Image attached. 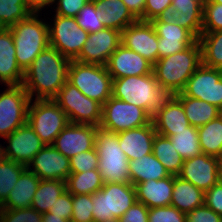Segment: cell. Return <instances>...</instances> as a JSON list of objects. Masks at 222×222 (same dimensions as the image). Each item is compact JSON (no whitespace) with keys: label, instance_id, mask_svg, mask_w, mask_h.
Returning <instances> with one entry per match:
<instances>
[{"label":"cell","instance_id":"obj_1","mask_svg":"<svg viewBox=\"0 0 222 222\" xmlns=\"http://www.w3.org/2000/svg\"><path fill=\"white\" fill-rule=\"evenodd\" d=\"M70 62V59L50 45L40 52L24 72L22 85L30 99L34 94L36 100L53 99L67 82Z\"/></svg>","mask_w":222,"mask_h":222},{"label":"cell","instance_id":"obj_2","mask_svg":"<svg viewBox=\"0 0 222 222\" xmlns=\"http://www.w3.org/2000/svg\"><path fill=\"white\" fill-rule=\"evenodd\" d=\"M200 65L201 47L197 40L183 51L158 59L153 65V73L158 85L168 95H175L183 91Z\"/></svg>","mask_w":222,"mask_h":222},{"label":"cell","instance_id":"obj_3","mask_svg":"<svg viewBox=\"0 0 222 222\" xmlns=\"http://www.w3.org/2000/svg\"><path fill=\"white\" fill-rule=\"evenodd\" d=\"M112 96L143 108L151 117L168 94L158 85L154 73L112 80Z\"/></svg>","mask_w":222,"mask_h":222},{"label":"cell","instance_id":"obj_4","mask_svg":"<svg viewBox=\"0 0 222 222\" xmlns=\"http://www.w3.org/2000/svg\"><path fill=\"white\" fill-rule=\"evenodd\" d=\"M38 13H31L26 19L10 27L17 64L25 72L34 59L46 49L49 44L48 23L38 19Z\"/></svg>","mask_w":222,"mask_h":222},{"label":"cell","instance_id":"obj_5","mask_svg":"<svg viewBox=\"0 0 222 222\" xmlns=\"http://www.w3.org/2000/svg\"><path fill=\"white\" fill-rule=\"evenodd\" d=\"M98 171L104 183H131L129 160L119 146L118 133L98 128L95 141Z\"/></svg>","mask_w":222,"mask_h":222},{"label":"cell","instance_id":"obj_6","mask_svg":"<svg viewBox=\"0 0 222 222\" xmlns=\"http://www.w3.org/2000/svg\"><path fill=\"white\" fill-rule=\"evenodd\" d=\"M112 80L104 65L70 62L67 81L101 105L112 96Z\"/></svg>","mask_w":222,"mask_h":222},{"label":"cell","instance_id":"obj_7","mask_svg":"<svg viewBox=\"0 0 222 222\" xmlns=\"http://www.w3.org/2000/svg\"><path fill=\"white\" fill-rule=\"evenodd\" d=\"M94 222L121 218L137 201L134 185L131 183H104L92 194Z\"/></svg>","mask_w":222,"mask_h":222},{"label":"cell","instance_id":"obj_8","mask_svg":"<svg viewBox=\"0 0 222 222\" xmlns=\"http://www.w3.org/2000/svg\"><path fill=\"white\" fill-rule=\"evenodd\" d=\"M32 101L28 106L27 123L46 145H52L70 123L68 116L53 99Z\"/></svg>","mask_w":222,"mask_h":222},{"label":"cell","instance_id":"obj_9","mask_svg":"<svg viewBox=\"0 0 222 222\" xmlns=\"http://www.w3.org/2000/svg\"><path fill=\"white\" fill-rule=\"evenodd\" d=\"M53 100L67 114L70 123L100 126L102 105L85 96L68 81L61 87Z\"/></svg>","mask_w":222,"mask_h":222},{"label":"cell","instance_id":"obj_10","mask_svg":"<svg viewBox=\"0 0 222 222\" xmlns=\"http://www.w3.org/2000/svg\"><path fill=\"white\" fill-rule=\"evenodd\" d=\"M152 117L140 107L111 96L102 105L100 128L118 133L149 124Z\"/></svg>","mask_w":222,"mask_h":222},{"label":"cell","instance_id":"obj_11","mask_svg":"<svg viewBox=\"0 0 222 222\" xmlns=\"http://www.w3.org/2000/svg\"><path fill=\"white\" fill-rule=\"evenodd\" d=\"M54 23L48 25L49 44L70 60H75L83 49L89 33L82 29L76 18L55 14Z\"/></svg>","mask_w":222,"mask_h":222},{"label":"cell","instance_id":"obj_12","mask_svg":"<svg viewBox=\"0 0 222 222\" xmlns=\"http://www.w3.org/2000/svg\"><path fill=\"white\" fill-rule=\"evenodd\" d=\"M0 94V136L5 138L27 123L30 96L23 85H8Z\"/></svg>","mask_w":222,"mask_h":222},{"label":"cell","instance_id":"obj_13","mask_svg":"<svg viewBox=\"0 0 222 222\" xmlns=\"http://www.w3.org/2000/svg\"><path fill=\"white\" fill-rule=\"evenodd\" d=\"M182 93L222 108V70L201 64L188 79Z\"/></svg>","mask_w":222,"mask_h":222},{"label":"cell","instance_id":"obj_14","mask_svg":"<svg viewBox=\"0 0 222 222\" xmlns=\"http://www.w3.org/2000/svg\"><path fill=\"white\" fill-rule=\"evenodd\" d=\"M158 36V59L183 51L198 39L170 16L151 21Z\"/></svg>","mask_w":222,"mask_h":222},{"label":"cell","instance_id":"obj_15","mask_svg":"<svg viewBox=\"0 0 222 222\" xmlns=\"http://www.w3.org/2000/svg\"><path fill=\"white\" fill-rule=\"evenodd\" d=\"M121 44L152 65L158 60V36L150 21L137 20L121 31Z\"/></svg>","mask_w":222,"mask_h":222},{"label":"cell","instance_id":"obj_16","mask_svg":"<svg viewBox=\"0 0 222 222\" xmlns=\"http://www.w3.org/2000/svg\"><path fill=\"white\" fill-rule=\"evenodd\" d=\"M120 45L121 31L103 28L96 33H89L80 55L75 60L106 66L110 56Z\"/></svg>","mask_w":222,"mask_h":222},{"label":"cell","instance_id":"obj_17","mask_svg":"<svg viewBox=\"0 0 222 222\" xmlns=\"http://www.w3.org/2000/svg\"><path fill=\"white\" fill-rule=\"evenodd\" d=\"M219 164L220 158L201 153L184 160L177 176L206 192L219 182Z\"/></svg>","mask_w":222,"mask_h":222},{"label":"cell","instance_id":"obj_18","mask_svg":"<svg viewBox=\"0 0 222 222\" xmlns=\"http://www.w3.org/2000/svg\"><path fill=\"white\" fill-rule=\"evenodd\" d=\"M98 126L69 123L52 144L67 158L94 149Z\"/></svg>","mask_w":222,"mask_h":222},{"label":"cell","instance_id":"obj_19","mask_svg":"<svg viewBox=\"0 0 222 222\" xmlns=\"http://www.w3.org/2000/svg\"><path fill=\"white\" fill-rule=\"evenodd\" d=\"M27 168L42 180L66 181L71 173L70 158L64 156L53 145H45Z\"/></svg>","mask_w":222,"mask_h":222},{"label":"cell","instance_id":"obj_20","mask_svg":"<svg viewBox=\"0 0 222 222\" xmlns=\"http://www.w3.org/2000/svg\"><path fill=\"white\" fill-rule=\"evenodd\" d=\"M9 146L4 148L5 159L28 166L34 156L46 145L28 123L5 137Z\"/></svg>","mask_w":222,"mask_h":222},{"label":"cell","instance_id":"obj_21","mask_svg":"<svg viewBox=\"0 0 222 222\" xmlns=\"http://www.w3.org/2000/svg\"><path fill=\"white\" fill-rule=\"evenodd\" d=\"M157 134L165 137L176 134L190 126L181 101L175 95H168L152 116Z\"/></svg>","mask_w":222,"mask_h":222},{"label":"cell","instance_id":"obj_22","mask_svg":"<svg viewBox=\"0 0 222 222\" xmlns=\"http://www.w3.org/2000/svg\"><path fill=\"white\" fill-rule=\"evenodd\" d=\"M106 68L112 79L141 76L153 72V65L149 61L122 44L112 53Z\"/></svg>","mask_w":222,"mask_h":222},{"label":"cell","instance_id":"obj_23","mask_svg":"<svg viewBox=\"0 0 222 222\" xmlns=\"http://www.w3.org/2000/svg\"><path fill=\"white\" fill-rule=\"evenodd\" d=\"M155 134L151 121L145 126L118 132L119 146L129 161L142 158L143 155L152 153Z\"/></svg>","mask_w":222,"mask_h":222},{"label":"cell","instance_id":"obj_24","mask_svg":"<svg viewBox=\"0 0 222 222\" xmlns=\"http://www.w3.org/2000/svg\"><path fill=\"white\" fill-rule=\"evenodd\" d=\"M15 44L10 28H0V82L21 85L24 72L17 64Z\"/></svg>","mask_w":222,"mask_h":222},{"label":"cell","instance_id":"obj_25","mask_svg":"<svg viewBox=\"0 0 222 222\" xmlns=\"http://www.w3.org/2000/svg\"><path fill=\"white\" fill-rule=\"evenodd\" d=\"M136 199L148 208L171 205L173 175L159 180H149L134 185Z\"/></svg>","mask_w":222,"mask_h":222},{"label":"cell","instance_id":"obj_26","mask_svg":"<svg viewBox=\"0 0 222 222\" xmlns=\"http://www.w3.org/2000/svg\"><path fill=\"white\" fill-rule=\"evenodd\" d=\"M203 3L200 0H172L170 17L197 39L203 26Z\"/></svg>","mask_w":222,"mask_h":222},{"label":"cell","instance_id":"obj_27","mask_svg":"<svg viewBox=\"0 0 222 222\" xmlns=\"http://www.w3.org/2000/svg\"><path fill=\"white\" fill-rule=\"evenodd\" d=\"M40 180L37 175L27 168L20 175V178L13 186L6 201L0 206V209L30 208Z\"/></svg>","mask_w":222,"mask_h":222},{"label":"cell","instance_id":"obj_28","mask_svg":"<svg viewBox=\"0 0 222 222\" xmlns=\"http://www.w3.org/2000/svg\"><path fill=\"white\" fill-rule=\"evenodd\" d=\"M92 2L96 9L102 12L105 28L123 31L138 20L122 0H92Z\"/></svg>","mask_w":222,"mask_h":222},{"label":"cell","instance_id":"obj_29","mask_svg":"<svg viewBox=\"0 0 222 222\" xmlns=\"http://www.w3.org/2000/svg\"><path fill=\"white\" fill-rule=\"evenodd\" d=\"M204 204V192L191 182L173 175V192L171 206L188 213Z\"/></svg>","mask_w":222,"mask_h":222},{"label":"cell","instance_id":"obj_30","mask_svg":"<svg viewBox=\"0 0 222 222\" xmlns=\"http://www.w3.org/2000/svg\"><path fill=\"white\" fill-rule=\"evenodd\" d=\"M128 167L132 185L146 182L151 179H163L170 175L164 168V165L154 156L153 153L143 155L142 158L130 160Z\"/></svg>","mask_w":222,"mask_h":222},{"label":"cell","instance_id":"obj_31","mask_svg":"<svg viewBox=\"0 0 222 222\" xmlns=\"http://www.w3.org/2000/svg\"><path fill=\"white\" fill-rule=\"evenodd\" d=\"M175 96L181 101L186 117L193 127H201L219 116V108L206 101L187 97L182 92Z\"/></svg>","mask_w":222,"mask_h":222},{"label":"cell","instance_id":"obj_32","mask_svg":"<svg viewBox=\"0 0 222 222\" xmlns=\"http://www.w3.org/2000/svg\"><path fill=\"white\" fill-rule=\"evenodd\" d=\"M152 153L164 165L169 174L177 176L180 173L184 159L175 150L169 137L156 133Z\"/></svg>","mask_w":222,"mask_h":222},{"label":"cell","instance_id":"obj_33","mask_svg":"<svg viewBox=\"0 0 222 222\" xmlns=\"http://www.w3.org/2000/svg\"><path fill=\"white\" fill-rule=\"evenodd\" d=\"M198 41L201 47V64L222 70V30L201 32Z\"/></svg>","mask_w":222,"mask_h":222},{"label":"cell","instance_id":"obj_34","mask_svg":"<svg viewBox=\"0 0 222 222\" xmlns=\"http://www.w3.org/2000/svg\"><path fill=\"white\" fill-rule=\"evenodd\" d=\"M197 131L202 153L222 158V119L218 116Z\"/></svg>","mask_w":222,"mask_h":222},{"label":"cell","instance_id":"obj_35","mask_svg":"<svg viewBox=\"0 0 222 222\" xmlns=\"http://www.w3.org/2000/svg\"><path fill=\"white\" fill-rule=\"evenodd\" d=\"M66 190V181L41 179L32 199L31 208L41 213L48 212L58 197Z\"/></svg>","mask_w":222,"mask_h":222},{"label":"cell","instance_id":"obj_36","mask_svg":"<svg viewBox=\"0 0 222 222\" xmlns=\"http://www.w3.org/2000/svg\"><path fill=\"white\" fill-rule=\"evenodd\" d=\"M104 185L98 169L70 173L66 180L67 191L72 195L89 194L99 191Z\"/></svg>","mask_w":222,"mask_h":222},{"label":"cell","instance_id":"obj_37","mask_svg":"<svg viewBox=\"0 0 222 222\" xmlns=\"http://www.w3.org/2000/svg\"><path fill=\"white\" fill-rule=\"evenodd\" d=\"M169 138L175 150L184 160L191 159L202 153L197 128L192 125L185 128V130L176 132Z\"/></svg>","mask_w":222,"mask_h":222},{"label":"cell","instance_id":"obj_38","mask_svg":"<svg viewBox=\"0 0 222 222\" xmlns=\"http://www.w3.org/2000/svg\"><path fill=\"white\" fill-rule=\"evenodd\" d=\"M26 169V165L8 159L0 163V206L6 201L13 186Z\"/></svg>","mask_w":222,"mask_h":222},{"label":"cell","instance_id":"obj_39","mask_svg":"<svg viewBox=\"0 0 222 222\" xmlns=\"http://www.w3.org/2000/svg\"><path fill=\"white\" fill-rule=\"evenodd\" d=\"M31 13L25 0H0V28H10Z\"/></svg>","mask_w":222,"mask_h":222},{"label":"cell","instance_id":"obj_40","mask_svg":"<svg viewBox=\"0 0 222 222\" xmlns=\"http://www.w3.org/2000/svg\"><path fill=\"white\" fill-rule=\"evenodd\" d=\"M75 18L78 25L88 33H96L105 28L102 12L96 9L92 0L82 7Z\"/></svg>","mask_w":222,"mask_h":222},{"label":"cell","instance_id":"obj_41","mask_svg":"<svg viewBox=\"0 0 222 222\" xmlns=\"http://www.w3.org/2000/svg\"><path fill=\"white\" fill-rule=\"evenodd\" d=\"M73 211L70 222H94L92 195H73Z\"/></svg>","mask_w":222,"mask_h":222},{"label":"cell","instance_id":"obj_42","mask_svg":"<svg viewBox=\"0 0 222 222\" xmlns=\"http://www.w3.org/2000/svg\"><path fill=\"white\" fill-rule=\"evenodd\" d=\"M202 15V32L222 30V4L216 2H204Z\"/></svg>","mask_w":222,"mask_h":222},{"label":"cell","instance_id":"obj_43","mask_svg":"<svg viewBox=\"0 0 222 222\" xmlns=\"http://www.w3.org/2000/svg\"><path fill=\"white\" fill-rule=\"evenodd\" d=\"M43 213L33 208L0 209V222H42Z\"/></svg>","mask_w":222,"mask_h":222},{"label":"cell","instance_id":"obj_44","mask_svg":"<svg viewBox=\"0 0 222 222\" xmlns=\"http://www.w3.org/2000/svg\"><path fill=\"white\" fill-rule=\"evenodd\" d=\"M148 222H186V213L171 205L149 208Z\"/></svg>","mask_w":222,"mask_h":222},{"label":"cell","instance_id":"obj_45","mask_svg":"<svg viewBox=\"0 0 222 222\" xmlns=\"http://www.w3.org/2000/svg\"><path fill=\"white\" fill-rule=\"evenodd\" d=\"M98 154L95 148L81 152L70 158L71 173L91 171L98 168Z\"/></svg>","mask_w":222,"mask_h":222},{"label":"cell","instance_id":"obj_46","mask_svg":"<svg viewBox=\"0 0 222 222\" xmlns=\"http://www.w3.org/2000/svg\"><path fill=\"white\" fill-rule=\"evenodd\" d=\"M172 0H146L144 8V21L170 15Z\"/></svg>","mask_w":222,"mask_h":222},{"label":"cell","instance_id":"obj_47","mask_svg":"<svg viewBox=\"0 0 222 222\" xmlns=\"http://www.w3.org/2000/svg\"><path fill=\"white\" fill-rule=\"evenodd\" d=\"M73 195L67 190L61 194L55 201L54 205L48 211L54 216L63 217L66 220H71L73 211Z\"/></svg>","mask_w":222,"mask_h":222},{"label":"cell","instance_id":"obj_48","mask_svg":"<svg viewBox=\"0 0 222 222\" xmlns=\"http://www.w3.org/2000/svg\"><path fill=\"white\" fill-rule=\"evenodd\" d=\"M186 222H222V216L203 204L186 213Z\"/></svg>","mask_w":222,"mask_h":222},{"label":"cell","instance_id":"obj_49","mask_svg":"<svg viewBox=\"0 0 222 222\" xmlns=\"http://www.w3.org/2000/svg\"><path fill=\"white\" fill-rule=\"evenodd\" d=\"M204 204L222 216V183L218 182L204 192Z\"/></svg>","mask_w":222,"mask_h":222},{"label":"cell","instance_id":"obj_50","mask_svg":"<svg viewBox=\"0 0 222 222\" xmlns=\"http://www.w3.org/2000/svg\"><path fill=\"white\" fill-rule=\"evenodd\" d=\"M56 1V0H55ZM56 14L75 18L82 7L91 0H57Z\"/></svg>","mask_w":222,"mask_h":222},{"label":"cell","instance_id":"obj_51","mask_svg":"<svg viewBox=\"0 0 222 222\" xmlns=\"http://www.w3.org/2000/svg\"><path fill=\"white\" fill-rule=\"evenodd\" d=\"M148 210L143 203L136 201L120 218L121 222H148Z\"/></svg>","mask_w":222,"mask_h":222},{"label":"cell","instance_id":"obj_52","mask_svg":"<svg viewBox=\"0 0 222 222\" xmlns=\"http://www.w3.org/2000/svg\"><path fill=\"white\" fill-rule=\"evenodd\" d=\"M131 13L139 20L144 21V8L146 0H122Z\"/></svg>","mask_w":222,"mask_h":222},{"label":"cell","instance_id":"obj_53","mask_svg":"<svg viewBox=\"0 0 222 222\" xmlns=\"http://www.w3.org/2000/svg\"><path fill=\"white\" fill-rule=\"evenodd\" d=\"M29 9L34 13H39L45 6L55 3V0H25Z\"/></svg>","mask_w":222,"mask_h":222},{"label":"cell","instance_id":"obj_54","mask_svg":"<svg viewBox=\"0 0 222 222\" xmlns=\"http://www.w3.org/2000/svg\"><path fill=\"white\" fill-rule=\"evenodd\" d=\"M42 222H70L63 217L54 216L52 213L45 212L42 216Z\"/></svg>","mask_w":222,"mask_h":222},{"label":"cell","instance_id":"obj_55","mask_svg":"<svg viewBox=\"0 0 222 222\" xmlns=\"http://www.w3.org/2000/svg\"><path fill=\"white\" fill-rule=\"evenodd\" d=\"M219 182L222 183V158H220L219 164Z\"/></svg>","mask_w":222,"mask_h":222},{"label":"cell","instance_id":"obj_56","mask_svg":"<svg viewBox=\"0 0 222 222\" xmlns=\"http://www.w3.org/2000/svg\"><path fill=\"white\" fill-rule=\"evenodd\" d=\"M5 159L4 148L0 145V163Z\"/></svg>","mask_w":222,"mask_h":222},{"label":"cell","instance_id":"obj_57","mask_svg":"<svg viewBox=\"0 0 222 222\" xmlns=\"http://www.w3.org/2000/svg\"><path fill=\"white\" fill-rule=\"evenodd\" d=\"M102 222H121L120 218H113V219H106L105 221Z\"/></svg>","mask_w":222,"mask_h":222},{"label":"cell","instance_id":"obj_58","mask_svg":"<svg viewBox=\"0 0 222 222\" xmlns=\"http://www.w3.org/2000/svg\"><path fill=\"white\" fill-rule=\"evenodd\" d=\"M207 2H216V3L222 4V0H210V1H207Z\"/></svg>","mask_w":222,"mask_h":222},{"label":"cell","instance_id":"obj_59","mask_svg":"<svg viewBox=\"0 0 222 222\" xmlns=\"http://www.w3.org/2000/svg\"><path fill=\"white\" fill-rule=\"evenodd\" d=\"M219 117L222 119V108L219 109Z\"/></svg>","mask_w":222,"mask_h":222},{"label":"cell","instance_id":"obj_60","mask_svg":"<svg viewBox=\"0 0 222 222\" xmlns=\"http://www.w3.org/2000/svg\"><path fill=\"white\" fill-rule=\"evenodd\" d=\"M202 3H204V2H207V1H210V0H200Z\"/></svg>","mask_w":222,"mask_h":222}]
</instances>
